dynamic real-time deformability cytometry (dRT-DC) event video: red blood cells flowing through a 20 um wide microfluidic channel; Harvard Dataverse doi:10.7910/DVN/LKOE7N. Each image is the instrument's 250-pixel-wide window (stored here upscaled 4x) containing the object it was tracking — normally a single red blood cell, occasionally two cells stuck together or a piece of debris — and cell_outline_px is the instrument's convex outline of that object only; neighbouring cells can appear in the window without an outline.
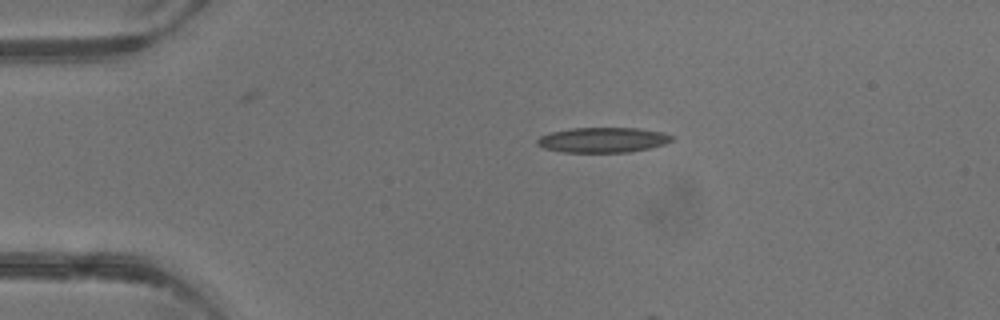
{"species": "common noctule bat (a hibernating species)", "species_latin": "Nyctalus noctula", "temperature_condition": "warm", "stored_images_in_passage": 3, "camera_frame_rate_fps": 3000, "um_per_image_px": 0.085, "animal": {"sex": "male", "body_mass_g": 13.3}, "frame": {"image": 1, "passage_image": 1, "time_ms": 0.0, "image_size_px": [1000, 320], "cell_outline_px": [[672, 140], [664, 144], [648, 148], [628, 152], [564, 152], [544, 148], [536, 144], [536, 140], [540, 136], [552, 132], [572, 128], [640, 128], [660, 132], [672, 136]], "centroid_in_image_um": [51.2, 11.89], "position_along_channel_um": 33.8, "area_um2": 19.48}}